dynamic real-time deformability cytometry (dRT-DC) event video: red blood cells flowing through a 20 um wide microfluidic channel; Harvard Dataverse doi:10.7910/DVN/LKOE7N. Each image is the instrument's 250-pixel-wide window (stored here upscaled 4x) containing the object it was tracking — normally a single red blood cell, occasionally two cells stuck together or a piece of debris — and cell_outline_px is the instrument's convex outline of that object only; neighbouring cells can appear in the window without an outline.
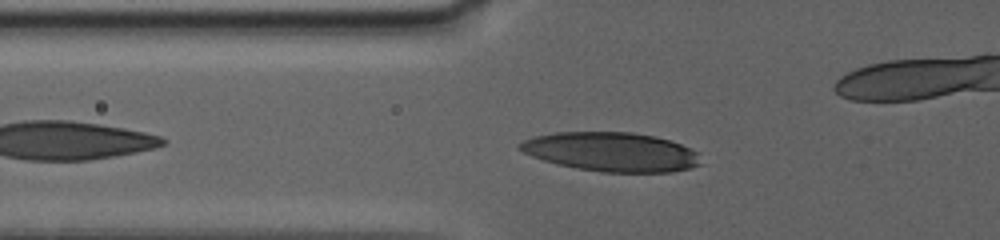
{"species": "human", "species_latin": "Homo sapiens", "temperature_condition": "warm", "stored_images_in_passage": 36, "camera_frame_rate_fps": 3000, "um_per_image_px": 0.085, "donor": {"sex": "female"}, "frame": {"image": 1, "passage_image": 3, "time_ms": 0.667, "image_size_px": [1000, 240], "cell_outline_px": [[704, 164], [672, 172], [600, 172], [576, 168], [556, 164], [532, 156], [516, 148], [516, 144], [532, 136], [556, 132], [632, 132], [656, 136], [680, 144], [700, 152]], "centroid_in_image_um": [51.98, 12.91], "position_along_channel_um": 73.8, "area_um2": 41.73}}
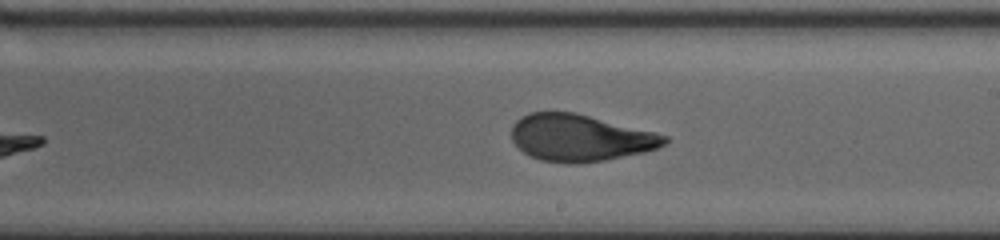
{"frame": {"image": 2, "passage_image": 18, "time_ms": 6.333, "image_size_px": [1000, 240], "cell_outline_px": [[668, 140], [664, 144], [656, 148], [644, 152], [604, 160], [576, 164], [568, 164], [540, 160], [524, 152], [512, 140], [512, 124], [520, 116], [532, 112], [572, 112], [656, 132], [668, 136]], "centroid_in_image_um": [49.29, 11.72], "position_along_channel_um": 239.7, "area_um2": 41.5}}
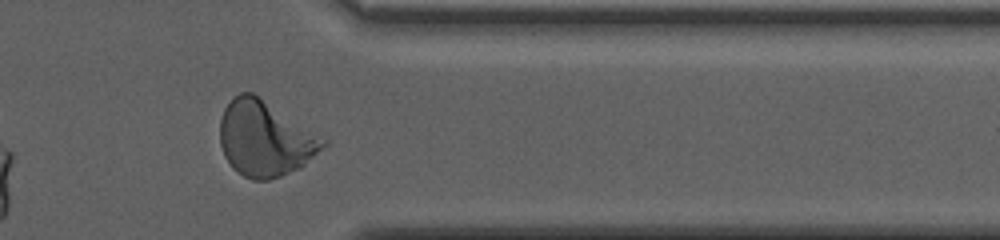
{"frame": {"image": 3, "passage_image": 32, "time_ms": 11.333, "image_size_px": [1000, 240], "cell_outline_px": [[328, 144], [300, 168], [280, 176], [268, 180], [252, 180], [244, 176], [232, 168], [224, 156], [220, 144], [220, 120], [224, 108], [232, 96], [240, 92], [252, 92], [328, 140]], "centroid_in_image_um": [22.51, 11.78], "position_along_channel_um": 388.9, "area_um2": 45.26}}